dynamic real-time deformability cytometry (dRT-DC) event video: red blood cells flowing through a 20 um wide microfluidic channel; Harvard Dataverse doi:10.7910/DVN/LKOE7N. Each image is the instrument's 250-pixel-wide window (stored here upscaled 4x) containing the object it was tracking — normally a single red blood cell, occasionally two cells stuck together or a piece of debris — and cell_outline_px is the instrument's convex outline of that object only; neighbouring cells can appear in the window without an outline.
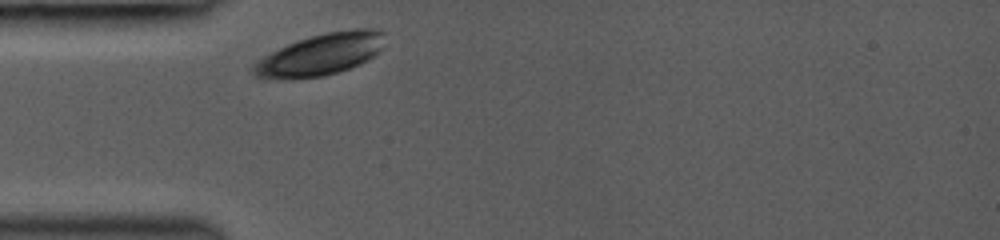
{"species": "common noctule bat (a hibernating species)", "species_latin": "Nyctalus noctula", "temperature_condition": "room temperature", "stored_images_in_passage": 3, "camera_frame_rate_fps": 3000, "um_per_image_px": 0.085, "animal": {"sex": "female", "body_mass_g": 19.0, "forearm_length_mm": 53.3}, "frame": {"image": 1, "passage_image": 1, "time_ms": 0.0, "image_size_px": [1000, 240], "cell_outline_px": [[384, 32], [380, 48], [368, 60], [360, 64], [324, 76], [288, 80], [264, 80], [256, 76], [252, 72], [252, 64], [264, 56], [288, 44], [312, 36], [328, 32], [356, 28], [380, 28]], "centroid_in_image_um": [27.19, 4.66], "position_along_channel_um": 57.8, "area_um2": 31.91}}